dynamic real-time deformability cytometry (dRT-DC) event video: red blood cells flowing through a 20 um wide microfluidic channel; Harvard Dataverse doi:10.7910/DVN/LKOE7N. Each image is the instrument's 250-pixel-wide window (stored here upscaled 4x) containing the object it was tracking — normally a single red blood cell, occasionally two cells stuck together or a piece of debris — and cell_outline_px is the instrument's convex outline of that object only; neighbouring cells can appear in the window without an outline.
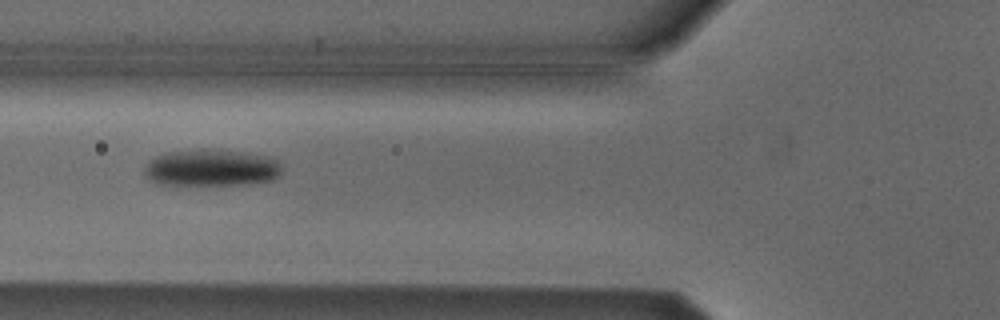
{"species": "Egyptian fruit bat (a non-hibernating species)", "species_latin": "Rousettus aegyptiacus", "temperature_condition": "cold", "stored_images_in_passage": 6, "camera_frame_rate_fps": 3000, "um_per_image_px": 0.085, "animal": {"sex": "male"}, "frame": {"image": 1, "passage_image": 4, "time_ms": 1.0, "image_size_px": [1000, 320], "cell_outline_px": [[280, 176], [272, 180], [244, 184], [160, 184], [148, 180], [144, 176], [144, 168], [148, 160], [156, 156], [168, 152], [200, 148], [212, 148], [248, 152], [272, 156], [280, 160]], "centroid_in_image_um": [17.98, 14.23], "position_along_channel_um": 107.8, "area_um2": 30.11}}
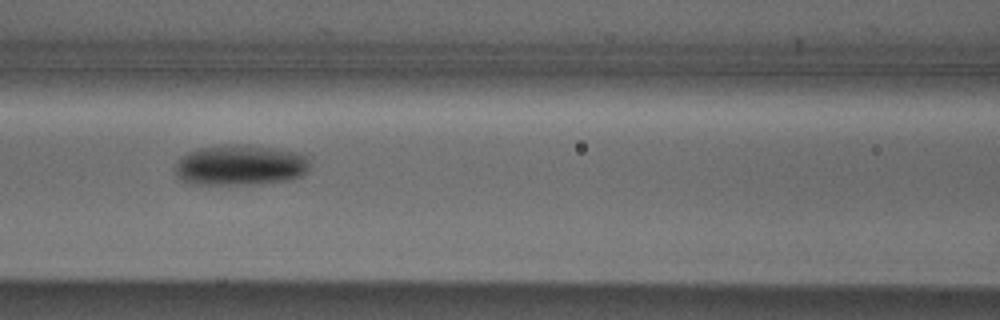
{"frame": {"image": 2, "passage_image": 5, "time_ms": 1.333, "image_size_px": [1000, 320], "cell_outline_px": [[308, 168], [300, 176], [288, 180], [260, 184], [188, 184], [180, 180], [176, 176], [176, 160], [188, 152], [200, 148], [220, 144], [244, 144], [280, 148], [300, 152], [308, 160]], "centroid_in_image_um": [20.39, 14.02], "position_along_channel_um": 146.2, "area_um2": 32.31}}
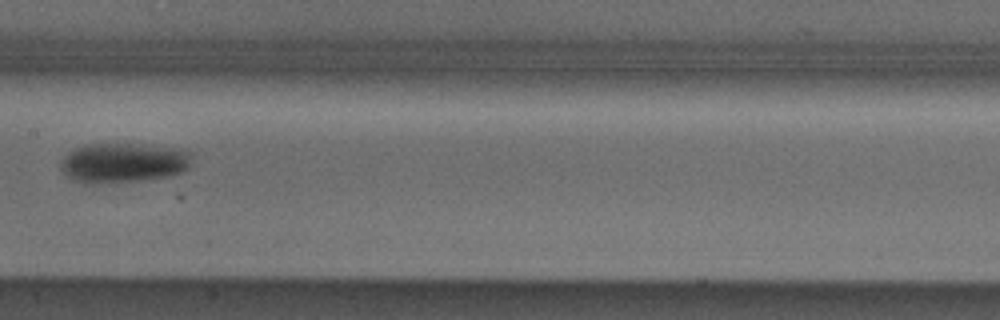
{"frame": {"image": 3, "passage_image": 6, "time_ms": 1.667, "image_size_px": [1000, 320], "cell_outline_px": [[188, 168], [180, 172], [168, 176], [140, 180], [88, 184], [84, 184], [68, 176], [60, 168], [60, 164], [64, 156], [68, 152], [84, 144], [128, 144], [164, 148], [188, 152]], "centroid_in_image_um": [10.35, 13.85], "position_along_channel_um": 197.0, "area_um2": 29.42}}